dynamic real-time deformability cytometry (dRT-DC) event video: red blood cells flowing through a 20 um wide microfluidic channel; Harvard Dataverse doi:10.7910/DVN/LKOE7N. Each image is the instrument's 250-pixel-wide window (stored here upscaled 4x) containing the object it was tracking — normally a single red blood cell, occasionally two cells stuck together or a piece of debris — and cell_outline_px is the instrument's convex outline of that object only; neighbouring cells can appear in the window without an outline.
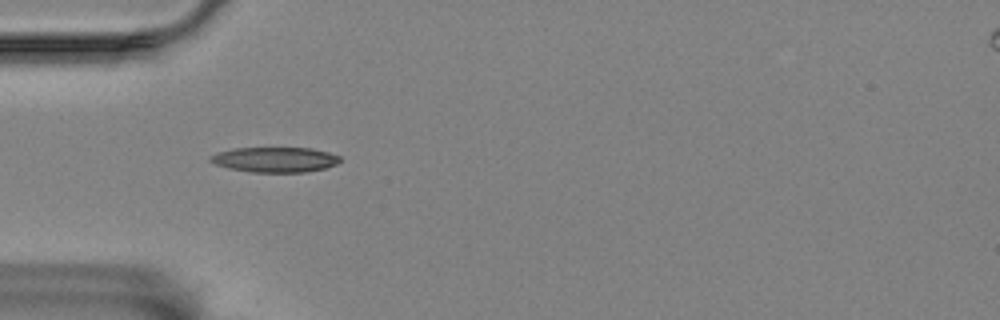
{"species": "Egyptian fruit bat (a non-hibernating species)", "species_latin": "Rousettus aegyptiacus", "temperature_condition": "room temperature", "stored_images_in_passage": 40, "camera_frame_rate_fps": 3000, "um_per_image_px": 0.085, "animal": {"sex": "female"}, "frame": {"image": 1, "passage_image": 1, "time_ms": 0.0, "image_size_px": [1000, 320], "cell_outline_px": [[340, 160], [336, 164], [324, 168], [304, 172], [252, 172], [228, 168], [216, 164], [208, 160], [208, 156], [216, 152], [232, 148], [312, 148], [328, 152], [340, 156]], "centroid_in_image_um": [23.32, 13.56], "position_along_channel_um": 61.7, "area_um2": 19.02}}
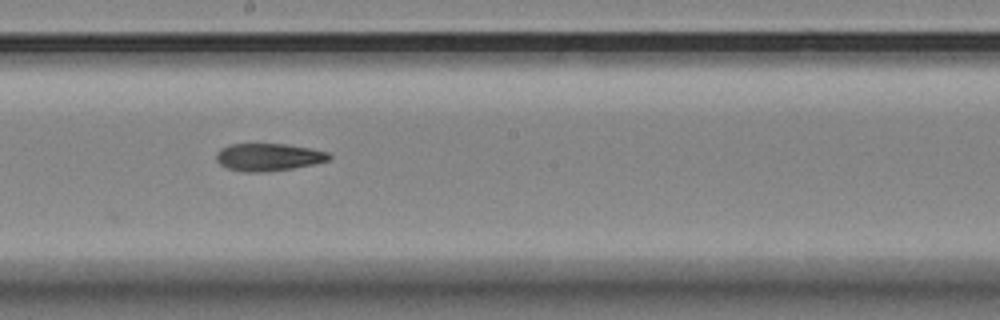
{"frame": {"image": 2, "passage_image": 15, "time_ms": 4.667, "image_size_px": [1000, 320], "cell_outline_px": [[332, 156], [328, 160], [312, 164], [292, 168], [264, 172], [244, 172], [228, 168], [220, 164], [216, 160], [216, 152], [220, 148], [232, 144], [284, 144], [308, 148], [328, 152]], "centroid_in_image_um": [22.78, 13.35], "position_along_channel_um": 225.4, "area_um2": 17.92}}
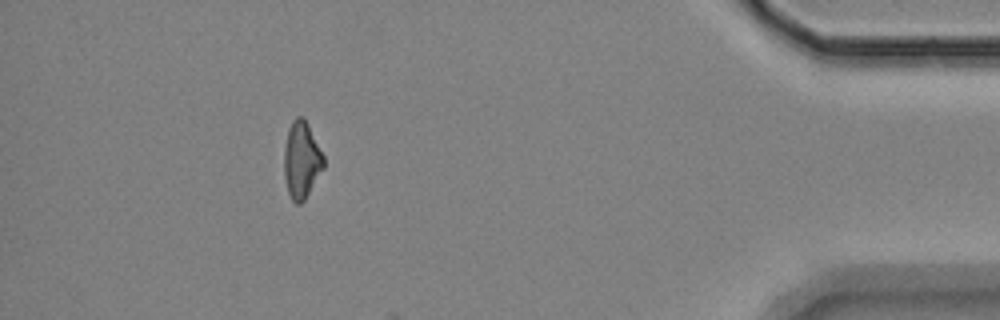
{"frame": {"image": 3, "passage_image": 35, "time_ms": 11.333, "image_size_px": [1000, 320], "cell_outline_px": [[324, 168], [304, 200], [300, 204], [296, 204], [292, 200], [288, 192], [284, 176], [284, 148], [288, 128], [292, 120], [296, 116], [304, 116], [324, 156]], "centroid_in_image_um": [25.63, 13.58], "position_along_channel_um": 409.6, "area_um2": 17.8}}